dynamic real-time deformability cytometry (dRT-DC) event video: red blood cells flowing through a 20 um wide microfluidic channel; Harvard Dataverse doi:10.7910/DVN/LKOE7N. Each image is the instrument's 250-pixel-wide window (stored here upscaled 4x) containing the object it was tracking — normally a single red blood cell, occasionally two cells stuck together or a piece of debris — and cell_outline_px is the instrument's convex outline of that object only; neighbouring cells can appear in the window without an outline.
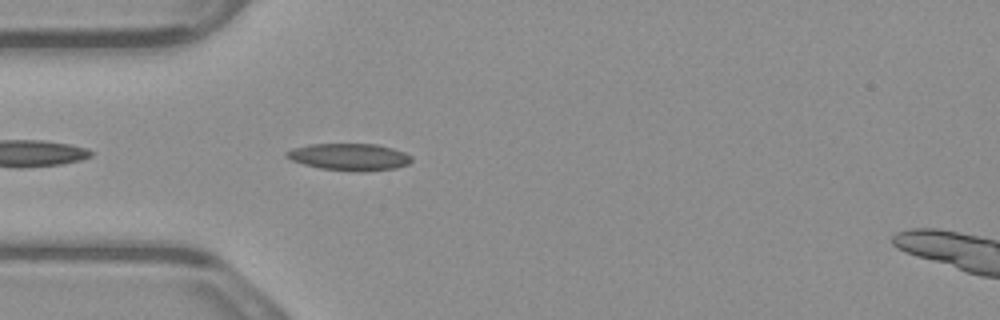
{"species": "common noctule bat (a hibernating species)", "species_latin": "Nyctalus noctula", "temperature_condition": "warm", "stored_images_in_passage": 36, "camera_frame_rate_fps": 3000, "um_per_image_px": 0.085, "animal": {"sex": "male", "body_mass_g": 23.1, "forearm_length_mm": 52.7}, "frame": {"image": 1, "passage_image": 3, "time_ms": 0.667, "image_size_px": [1000, 320], "cell_outline_px": [[412, 160], [408, 164], [396, 168], [320, 168], [304, 164], [292, 160], [284, 156], [284, 152], [292, 148], [308, 144], [376, 144], [392, 148], [404, 152], [412, 156]], "centroid_in_image_um": [29.64, 13.27], "position_along_channel_um": 55.4, "area_um2": 18.61}}
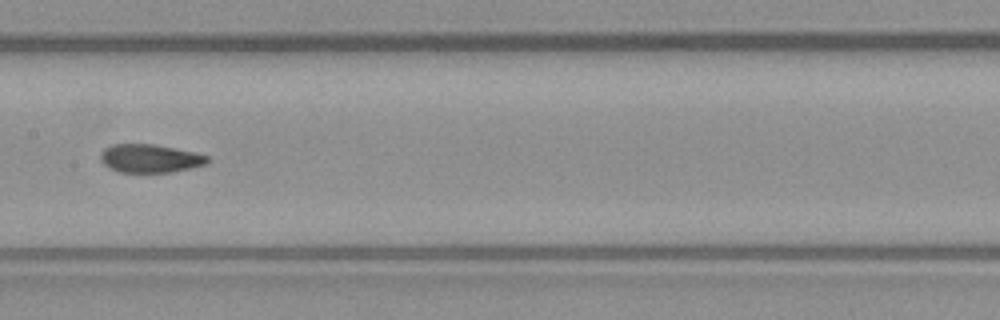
{"frame": {"image": 2, "passage_image": 14, "time_ms": 4.333, "image_size_px": [1000, 320], "cell_outline_px": [[208, 164], [172, 172], [120, 172], [104, 164], [100, 160], [100, 152], [104, 148], [112, 144], [152, 144], [196, 152], [208, 156]], "centroid_in_image_um": [12.75, 13.46], "position_along_channel_um": 194.6, "area_um2": 17.63}}
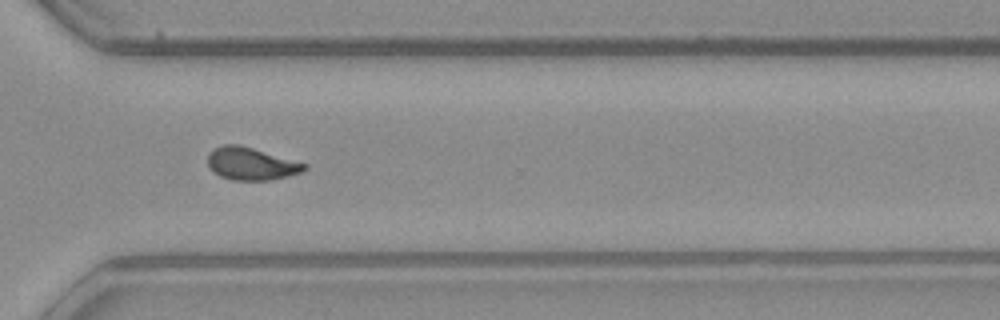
{"frame": {"image": 3, "passage_image": 26, "time_ms": 8.333, "image_size_px": [1000, 320], "cell_outline_px": [[308, 168], [300, 172], [268, 180], [232, 180], [220, 176], [208, 168], [208, 156], [216, 148], [224, 144], [240, 144], [308, 164]], "centroid_in_image_um": [21.34, 13.91], "position_along_channel_um": 349.3, "area_um2": 18.15}, "authors_computed_cell_mechanics": {"area_um2": 18.3226, "velocity_mm_per_s": 3.8792, "shape_relaxation_time_tau1_ms": null, "shape_relaxation_time_tau2_ms": 1.2175, "deformation_change_tau1": null, "deformation_change_tau2": 0.0703}}